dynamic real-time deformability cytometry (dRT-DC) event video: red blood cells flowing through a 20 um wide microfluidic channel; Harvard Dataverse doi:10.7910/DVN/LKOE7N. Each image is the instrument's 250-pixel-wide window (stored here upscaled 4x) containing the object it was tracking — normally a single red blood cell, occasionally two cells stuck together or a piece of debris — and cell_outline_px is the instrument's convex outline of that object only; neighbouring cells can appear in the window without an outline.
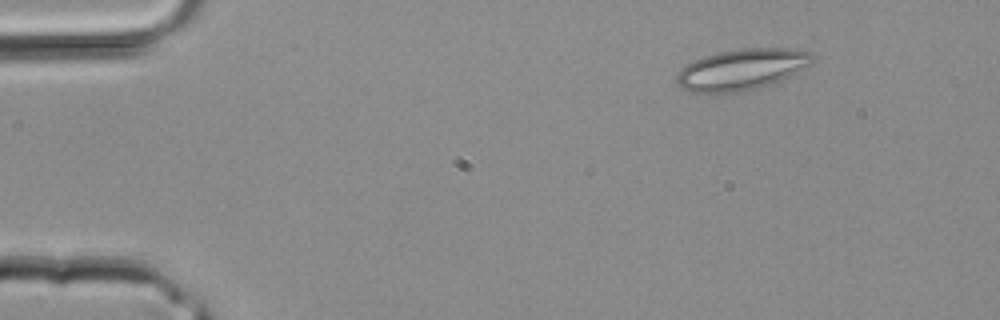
{"species": "common noctule bat (a hibernating species)", "species_latin": "Nyctalus noctula", "temperature_condition": "room temperature", "stored_images_in_passage": 3, "camera_frame_rate_fps": 3000, "um_per_image_px": 0.085, "animal": {"sex": "male", "body_mass_g": 20.4}, "frame": {"image": 1, "passage_image": 1, "time_ms": 0.0, "image_size_px": [1000, 320], "cell_outline_px": [[812, 64], [772, 84], [740, 92], [692, 92], [684, 88], [676, 80], [676, 76], [688, 64], [704, 56], [716, 52], [740, 48], [784, 48], [812, 52]], "centroid_in_image_um": [63.08, 5.89], "position_along_channel_um": 21.9, "area_um2": 31.96}}